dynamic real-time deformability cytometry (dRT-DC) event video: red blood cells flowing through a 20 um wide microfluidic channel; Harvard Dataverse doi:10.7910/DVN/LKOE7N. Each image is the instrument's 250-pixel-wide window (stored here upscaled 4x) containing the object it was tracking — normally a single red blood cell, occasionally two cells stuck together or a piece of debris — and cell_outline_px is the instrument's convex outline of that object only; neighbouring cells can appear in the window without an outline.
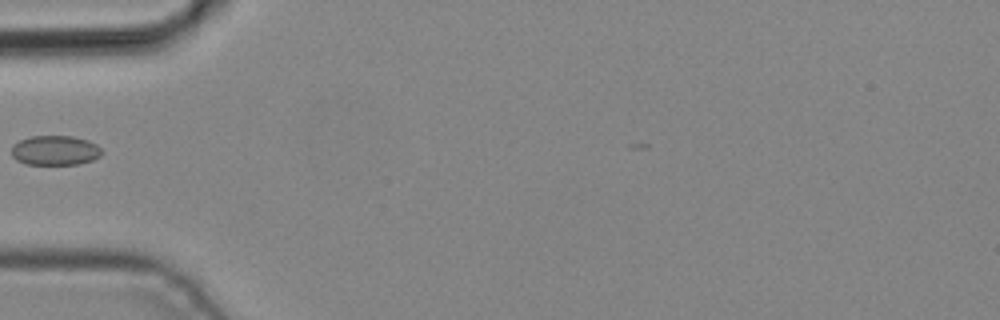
{"species": "common noctule bat (a hibernating species)", "species_latin": "Nyctalus noctula", "temperature_condition": "cold", "stored_images_in_passage": 5, "camera_frame_rate_fps": 3000, "um_per_image_px": 0.085, "animal": {"sex": "male", "body_mass_g": 19.2, "forearm_length_mm": 51.8}, "frame": {"image": 1, "passage_image": 5, "time_ms": 1.333, "image_size_px": [1000, 320], "cell_outline_px": [[104, 152], [100, 156], [92, 160], [76, 164], [24, 164], [16, 160], [12, 156], [12, 144], [20, 140], [32, 136], [72, 136], [88, 140], [96, 144]], "centroid_in_image_um": [4.68, 12.78], "position_along_channel_um": 80.3, "area_um2": 15.66}}